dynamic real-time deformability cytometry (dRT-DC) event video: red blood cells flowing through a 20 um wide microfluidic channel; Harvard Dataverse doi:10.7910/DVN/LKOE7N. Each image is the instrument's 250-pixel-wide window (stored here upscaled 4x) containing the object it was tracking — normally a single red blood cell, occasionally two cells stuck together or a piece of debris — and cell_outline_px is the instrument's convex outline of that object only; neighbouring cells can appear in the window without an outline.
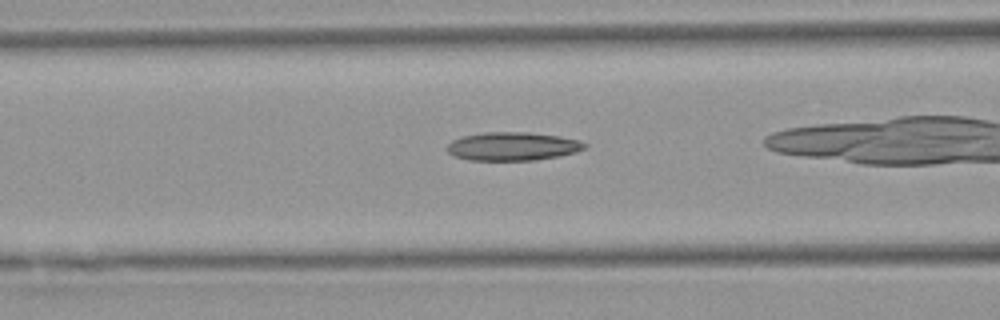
{"species": "Egyptian fruit bat (a non-hibernating species)", "species_latin": "Rousettus aegyptiacus", "temperature_condition": "warm", "stored_images_in_passage": 37, "camera_frame_rate_fps": 3000, "um_per_image_px": 0.085, "animal": {"sex": "female"}, "frame": {"image": 1, "passage_image": 17, "time_ms": 5.333, "image_size_px": [1000, 320], "cell_outline_px": [[588, 148], [576, 152], [560, 156], [536, 160], [468, 160], [456, 156], [448, 152], [448, 144], [452, 140], [464, 136], [484, 132], [528, 132], [560, 136], [580, 140], [588, 144]], "centroid_in_image_um": [43.64, 12.43], "position_along_channel_um": 123.0, "area_um2": 22.89}}
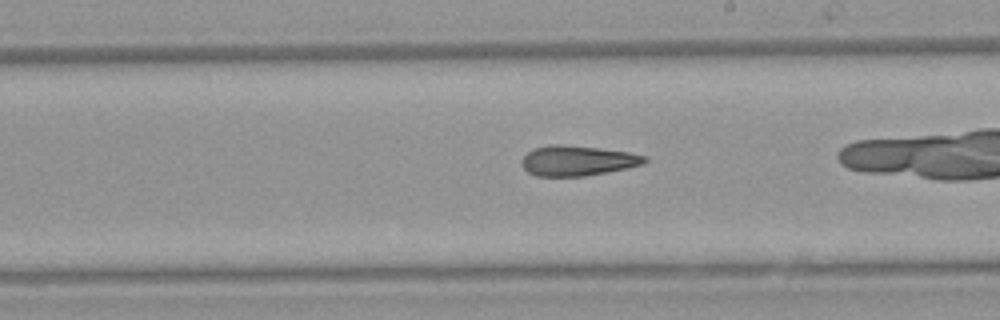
{"frame": {"image": 2, "passage_image": 26, "time_ms": 8.333, "image_size_px": [1000, 320], "cell_outline_px": [[648, 160], [644, 164], [628, 168], [608, 172], [584, 176], [536, 176], [528, 172], [520, 164], [520, 160], [532, 148], [548, 144], [564, 144], [600, 148], [628, 152], [648, 156]], "centroid_in_image_um": [49.08, 13.65], "position_along_channel_um": 239.9, "area_um2": 21.96}}
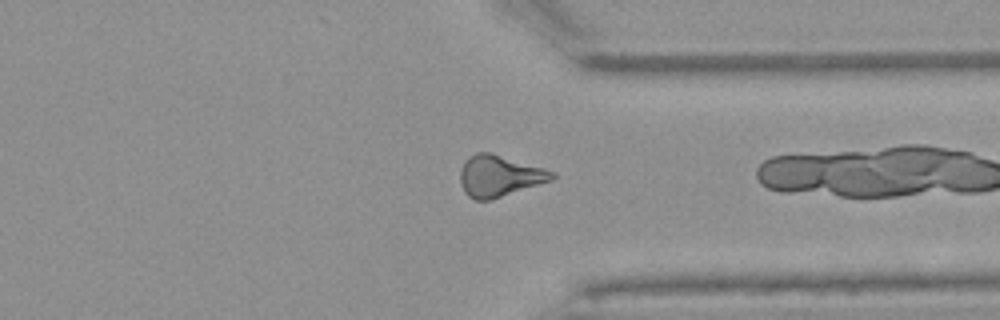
{"frame": {"image": 3, "passage_image": 36, "time_ms": 11.667, "image_size_px": [1000, 320], "cell_outline_px": [[556, 176], [552, 180], [492, 200], [472, 200], [464, 192], [460, 184], [460, 168], [468, 156], [476, 152], [492, 152], [544, 168], [556, 172]], "centroid_in_image_um": [42.43, 14.95], "position_along_channel_um": 369.0, "area_um2": 22.48}}